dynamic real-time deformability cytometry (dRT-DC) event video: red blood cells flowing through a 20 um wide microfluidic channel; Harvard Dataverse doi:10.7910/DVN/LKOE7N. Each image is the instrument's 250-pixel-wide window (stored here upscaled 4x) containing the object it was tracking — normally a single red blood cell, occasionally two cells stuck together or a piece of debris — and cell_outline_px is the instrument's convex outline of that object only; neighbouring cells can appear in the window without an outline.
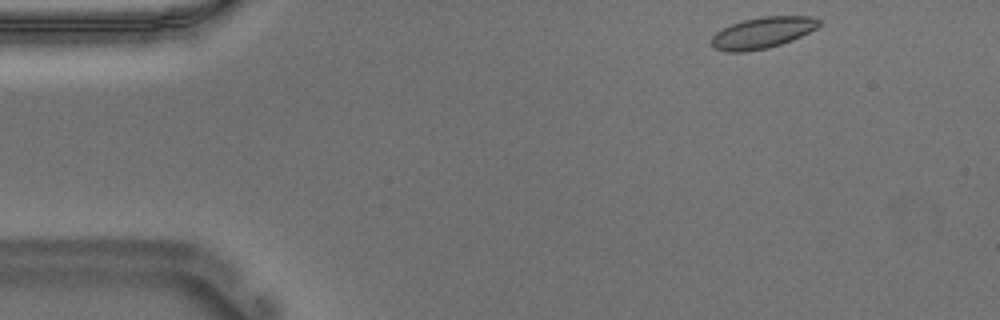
{"species": "Egyptian fruit bat (a non-hibernating species)", "species_latin": "Rousettus aegyptiacus", "temperature_condition": "warm", "stored_images_in_passage": 49, "camera_frame_rate_fps": 3000, "um_per_image_px": 0.085, "animal": {"sex": "male"}, "frame": {"image": 1, "passage_image": 1, "time_ms": 0.0, "image_size_px": [1000, 320], "cell_outline_px": [[820, 24], [816, 28], [792, 40], [768, 48], [744, 52], [724, 52], [712, 48], [712, 36], [716, 32], [732, 24], [744, 20], [764, 16], [812, 16], [820, 20]], "centroid_in_image_um": [64.79, 2.79], "position_along_channel_um": 20.2, "area_um2": 19.48}}
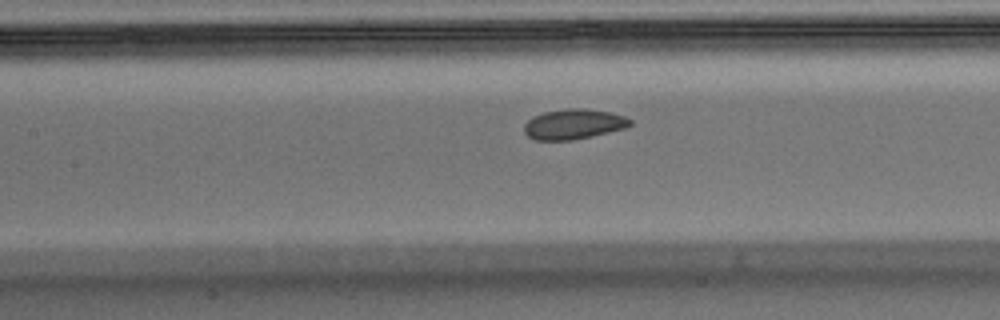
{"frame": {"image": 2, "passage_image": 19, "time_ms": 6.0, "image_size_px": [1000, 320], "cell_outline_px": [[632, 124], [624, 128], [592, 136], [572, 140], [536, 140], [528, 136], [524, 132], [524, 124], [532, 116], [544, 112], [568, 108], [584, 108], [612, 112], [624, 116], [632, 120]], "centroid_in_image_um": [48.75, 10.54], "position_along_channel_um": 158.7, "area_um2": 18.67}}
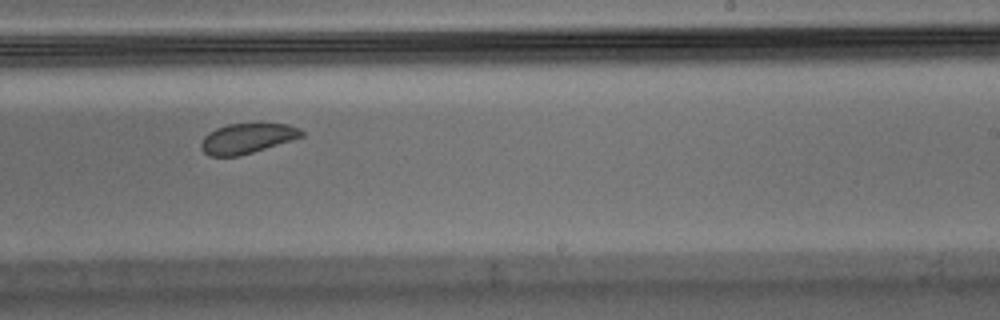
{"frame": {"image": 3, "passage_image": 28, "time_ms": 9.0, "image_size_px": [1000, 320], "cell_outline_px": [[304, 136], [292, 140], [240, 156], [208, 156], [200, 148], [200, 144], [204, 136], [208, 132], [216, 128], [228, 124], [260, 120], [288, 124], [300, 128], [304, 132]], "centroid_in_image_um": [21.04, 11.7], "position_along_channel_um": 268.0, "area_um2": 18.5}, "authors_computed_cell_mechanics": {"area_um2": 19.4208, "velocity_mm_per_s": 3.6578, "shape_relaxation_time_tau1_ms": 11.0768, "shape_relaxation_time_tau2_ms": 6.8965, "deformation_change_tau1": 0.1749, "deformation_change_tau2": 0.0769}}